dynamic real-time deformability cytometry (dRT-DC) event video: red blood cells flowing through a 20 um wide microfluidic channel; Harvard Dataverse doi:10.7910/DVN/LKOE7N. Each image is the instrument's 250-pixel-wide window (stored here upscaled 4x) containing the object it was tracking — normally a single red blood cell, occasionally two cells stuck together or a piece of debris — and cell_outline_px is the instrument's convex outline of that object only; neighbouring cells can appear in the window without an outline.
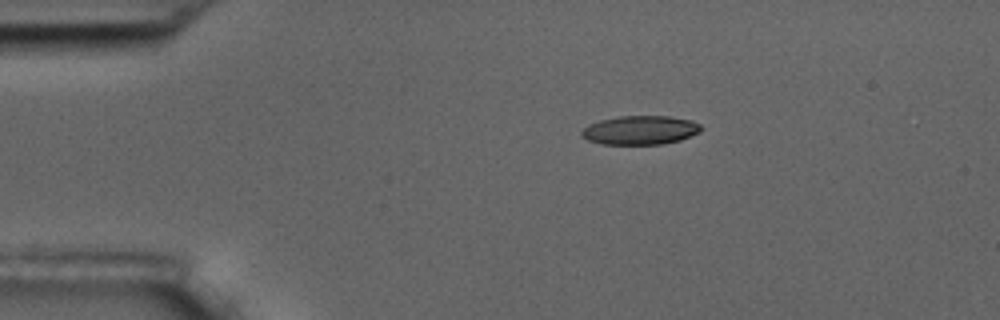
{"species": "common noctule bat (a hibernating species)", "species_latin": "Nyctalus noctula", "temperature_condition": "room temperature", "stored_images_in_passage": 4, "camera_frame_rate_fps": 3000, "um_per_image_px": 0.085, "animal": {"sex": "male", "body_mass_g": 17.5, "forearm_length_mm": 52.3}, "frame": {"image": 1, "passage_image": 1, "time_ms": 0.0, "image_size_px": [1000, 320], "cell_outline_px": [[704, 128], [700, 132], [680, 140], [660, 144], [600, 144], [588, 140], [580, 136], [580, 132], [588, 124], [600, 120], [620, 116], [668, 116], [692, 120], [700, 124]], "centroid_in_image_um": [54.42, 11.06], "position_along_channel_um": 30.6, "area_um2": 20.23}}
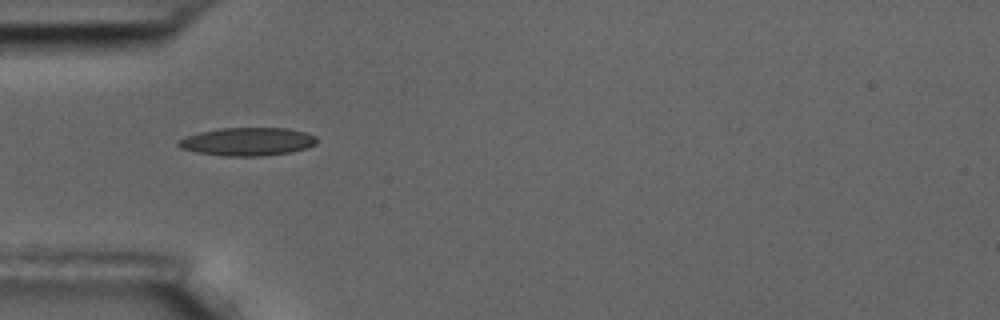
{"frame": {"image": 2, "passage_image": 3, "time_ms": 2.333, "image_size_px": [1000, 320], "cell_outline_px": [[316, 144], [292, 152], [260, 156], [224, 156], [196, 152], [180, 148], [176, 144], [180, 140], [188, 136], [200, 132], [220, 128], [288, 128], [304, 132], [316, 136]], "centroid_in_image_um": [21.04, 12.04], "position_along_channel_um": 64.0, "area_um2": 22.54}}